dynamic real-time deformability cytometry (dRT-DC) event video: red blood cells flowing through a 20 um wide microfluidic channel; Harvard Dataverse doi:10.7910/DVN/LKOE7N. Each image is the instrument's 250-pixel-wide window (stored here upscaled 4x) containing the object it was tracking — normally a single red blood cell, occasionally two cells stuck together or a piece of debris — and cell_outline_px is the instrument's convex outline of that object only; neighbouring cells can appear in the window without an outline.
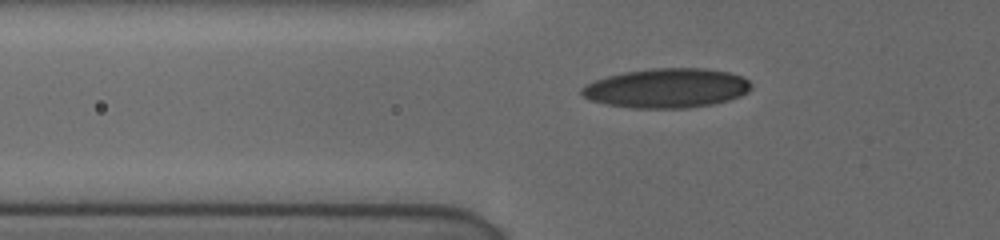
{"species": "human", "species_latin": "Homo sapiens", "temperature_condition": "cold", "stored_images_in_passage": 29, "camera_frame_rate_fps": 3000, "um_per_image_px": 0.085, "donor": {"sex": "female"}, "frame": {"image": 1, "passage_image": 2, "time_ms": 0.333, "image_size_px": [1000, 240], "cell_outline_px": [[752, 88], [748, 92], [740, 96], [728, 100], [712, 104], [684, 108], [632, 108], [608, 104], [592, 100], [584, 96], [580, 92], [580, 88], [584, 84], [608, 76], [624, 72], [652, 68], [704, 68], [728, 72], [740, 76], [748, 80], [752, 84]], "centroid_in_image_um": [56.68, 7.49], "position_along_channel_um": 69.1, "area_um2": 38.84}}
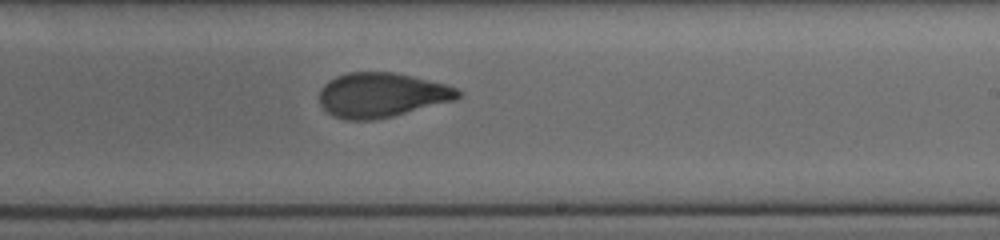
{"frame": {"image": 2, "passage_image": 17, "time_ms": 5.333, "image_size_px": [1000, 240], "cell_outline_px": [[460, 96], [456, 100], [392, 116], [372, 120], [344, 120], [332, 116], [320, 104], [320, 88], [328, 80], [336, 76], [348, 72], [392, 72], [444, 84], [456, 88], [460, 92]], "centroid_in_image_um": [32.39, 8.08], "position_along_channel_um": 256.6, "area_um2": 35.84}}
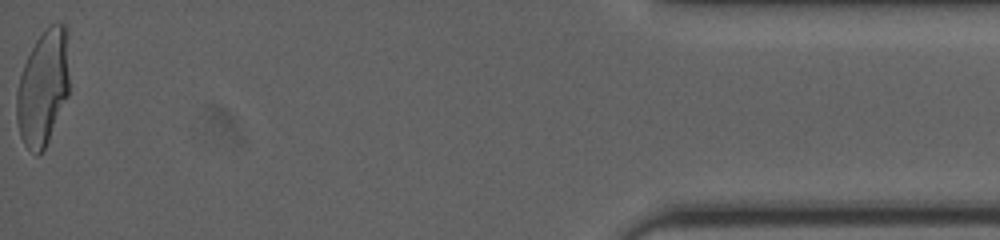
{"frame": {"image": 3, "passage_image": 29, "time_ms": 11.667, "image_size_px": [1000, 240], "cell_outline_px": [[68, 96], [48, 140], [44, 148], [36, 156], [24, 144], [20, 136], [16, 120], [16, 92], [20, 76], [24, 64], [36, 40], [52, 24], [64, 24], [68, 28]], "centroid_in_image_um": [3.66, 7.46], "position_along_channel_um": 431.5, "area_um2": 35.26}, "authors_computed_cell_mechanics": {"area_um2": 36.5874, "velocity_mm_per_s": 3.9006, "shape_relaxation_time_tau1_ms": 6.6809, "shape_relaxation_time_tau2_ms": 1.3126, "deformation_change_tau1": 0.2197, "deformation_change_tau2": 0.0707}}